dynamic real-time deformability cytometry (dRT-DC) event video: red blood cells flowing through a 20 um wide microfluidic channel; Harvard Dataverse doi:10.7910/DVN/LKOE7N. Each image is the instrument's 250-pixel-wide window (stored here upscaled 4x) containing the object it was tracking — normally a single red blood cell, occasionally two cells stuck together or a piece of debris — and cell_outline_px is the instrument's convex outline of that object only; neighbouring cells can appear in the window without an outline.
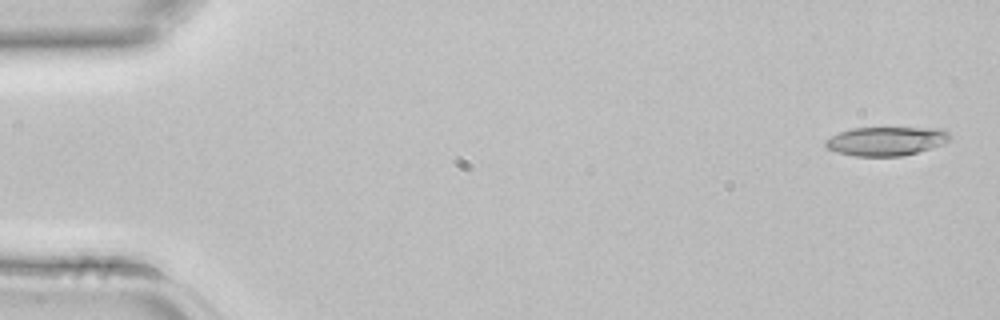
{"species": "common noctule bat (a hibernating species)", "species_latin": "Nyctalus noctula", "temperature_condition": "room temperature", "stored_images_in_passage": 3, "camera_frame_rate_fps": 3000, "um_per_image_px": 0.085, "animal": {"sex": "female", "body_mass_g": 22.7, "forearm_length_mm": 54.2}, "frame": {"image": 1, "passage_image": 1, "time_ms": 0.0, "image_size_px": [1000, 320], "cell_outline_px": [[952, 140], [944, 144], [916, 152], [900, 156], [856, 156], [836, 152], [828, 148], [824, 144], [824, 140], [840, 132], [852, 128], [944, 128], [952, 136]], "centroid_in_image_um": [75.36, 11.99], "position_along_channel_um": 9.6, "area_um2": 20.98}}
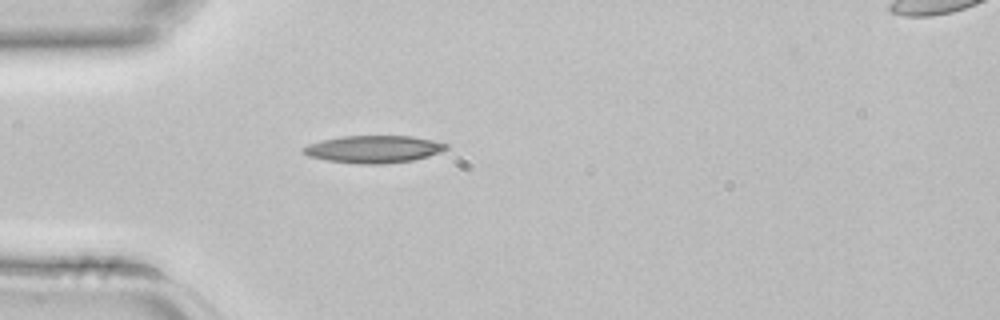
{"frame": {"image": 2, "passage_image": 3, "time_ms": 0.667, "image_size_px": [1000, 320], "cell_outline_px": [[448, 148], [440, 152], [428, 156], [412, 160], [384, 164], [360, 164], [328, 160], [308, 156], [300, 152], [300, 148], [308, 144], [320, 140], [340, 136], [412, 136], [432, 140], [448, 144]], "centroid_in_image_um": [31.71, 12.67], "position_along_channel_um": 53.3, "area_um2": 22.89}}